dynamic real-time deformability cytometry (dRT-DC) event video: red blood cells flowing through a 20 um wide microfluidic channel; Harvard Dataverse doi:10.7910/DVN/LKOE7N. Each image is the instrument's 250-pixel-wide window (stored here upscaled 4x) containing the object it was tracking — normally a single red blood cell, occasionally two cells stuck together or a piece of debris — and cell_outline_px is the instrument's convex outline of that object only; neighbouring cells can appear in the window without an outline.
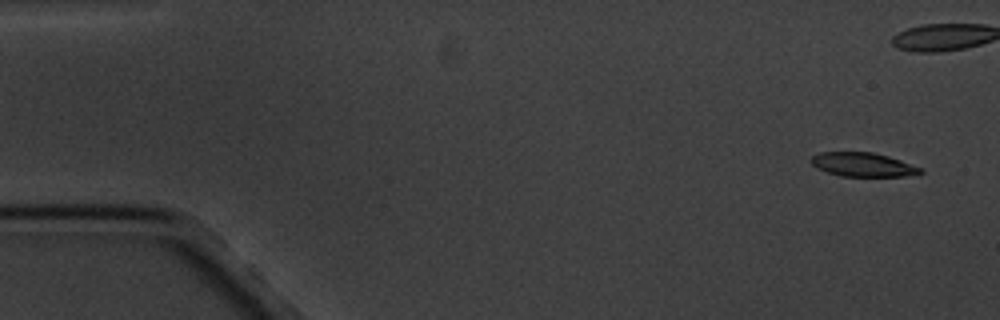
{"species": "common noctule bat (a hibernating species)", "species_latin": "Nyctalus noctula", "temperature_condition": "cold", "stored_images_in_passage": 6, "camera_frame_rate_fps": 3000, "um_per_image_px": 0.085, "animal": {"sex": "male", "body_mass_g": 20.1, "forearm_length_mm": 53.5}, "frame": {"image": 1, "passage_image": 1, "time_ms": 0.0, "image_size_px": [1000, 320], "cell_outline_px": [[924, 172], [904, 176], [840, 176], [816, 168], [808, 160], [812, 156], [820, 152], [872, 152], [888, 156], [900, 160], [920, 168]], "centroid_in_image_um": [73.28, 13.98], "position_along_channel_um": 11.7, "area_um2": 15.14}}